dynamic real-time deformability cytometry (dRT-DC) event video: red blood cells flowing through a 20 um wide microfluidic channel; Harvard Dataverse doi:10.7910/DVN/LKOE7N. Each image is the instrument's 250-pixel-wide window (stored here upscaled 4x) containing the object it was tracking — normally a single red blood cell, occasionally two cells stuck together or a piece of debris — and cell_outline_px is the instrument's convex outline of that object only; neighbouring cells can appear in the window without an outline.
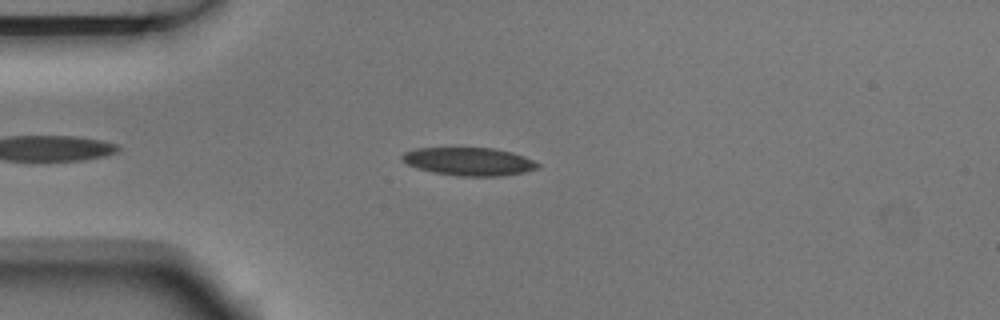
{"species": "Egyptian fruit bat (a non-hibernating species)", "species_latin": "Rousettus aegyptiacus", "temperature_condition": "room temperature", "stored_images_in_passage": 5, "camera_frame_rate_fps": 3000, "um_per_image_px": 0.085, "animal": {"sex": "male"}, "frame": {"image": 1, "passage_image": 4, "time_ms": 1.0, "image_size_px": [1000, 320], "cell_outline_px": [[540, 168], [524, 172], [500, 176], [456, 176], [432, 172], [416, 168], [400, 160], [400, 156], [404, 152], [416, 148], [492, 148], [512, 152], [524, 156], [540, 164]], "centroid_in_image_um": [39.84, 13.73], "position_along_channel_um": 45.2, "area_um2": 22.31}}